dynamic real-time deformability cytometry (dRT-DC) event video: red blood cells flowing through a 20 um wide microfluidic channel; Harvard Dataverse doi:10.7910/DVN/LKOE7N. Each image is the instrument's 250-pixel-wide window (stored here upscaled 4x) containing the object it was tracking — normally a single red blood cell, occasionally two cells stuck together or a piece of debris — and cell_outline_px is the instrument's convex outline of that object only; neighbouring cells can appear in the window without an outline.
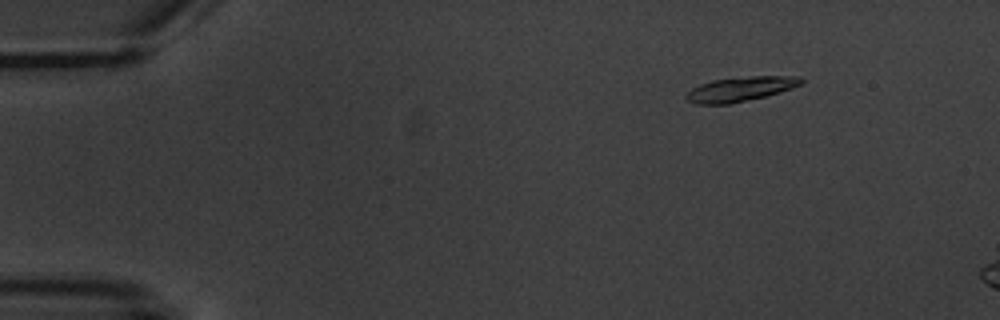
{"species": "common noctule bat (a hibernating species)", "species_latin": "Nyctalus noctula", "temperature_condition": "warm", "stored_images_in_passage": 4, "camera_frame_rate_fps": 3000, "um_per_image_px": 0.085, "animal": {"sex": "male", "body_mass_g": 20.1, "forearm_length_mm": 53.5}, "frame": {"image": 1, "passage_image": 2, "time_ms": 2.333, "image_size_px": [1000, 320], "cell_outline_px": [[804, 80], [800, 84], [792, 88], [764, 96], [728, 104], [696, 104], [688, 100], [684, 96], [692, 88], [700, 84], [712, 80], [752, 76], [800, 76]], "centroid_in_image_um": [62.91, 7.56], "position_along_channel_um": 22.1, "area_um2": 16.18}}